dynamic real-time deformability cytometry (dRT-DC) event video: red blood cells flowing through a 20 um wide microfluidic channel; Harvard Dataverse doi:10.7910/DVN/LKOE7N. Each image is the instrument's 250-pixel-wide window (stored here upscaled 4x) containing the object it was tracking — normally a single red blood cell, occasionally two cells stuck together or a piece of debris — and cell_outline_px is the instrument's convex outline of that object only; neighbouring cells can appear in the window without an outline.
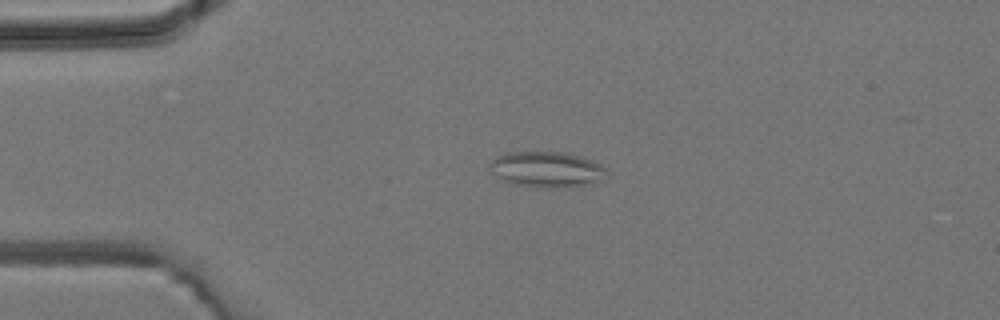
{"species": "common noctule bat (a hibernating species)", "species_latin": "Nyctalus noctula", "temperature_condition": "room temperature", "stored_images_in_passage": 4, "camera_frame_rate_fps": 3000, "um_per_image_px": 0.085, "animal": {"sex": "male", "body_mass_g": 19.2, "forearm_length_mm": 51.8}, "frame": {"image": 1, "passage_image": 3, "time_ms": 3.333, "image_size_px": [1000, 320], "cell_outline_px": [[608, 176], [580, 184], [552, 188], [512, 184], [496, 176], [488, 168], [488, 164], [496, 156], [504, 152], [564, 152], [592, 160], [608, 168]], "centroid_in_image_um": [46.4, 14.37], "position_along_channel_um": 38.6, "area_um2": 23.99}}